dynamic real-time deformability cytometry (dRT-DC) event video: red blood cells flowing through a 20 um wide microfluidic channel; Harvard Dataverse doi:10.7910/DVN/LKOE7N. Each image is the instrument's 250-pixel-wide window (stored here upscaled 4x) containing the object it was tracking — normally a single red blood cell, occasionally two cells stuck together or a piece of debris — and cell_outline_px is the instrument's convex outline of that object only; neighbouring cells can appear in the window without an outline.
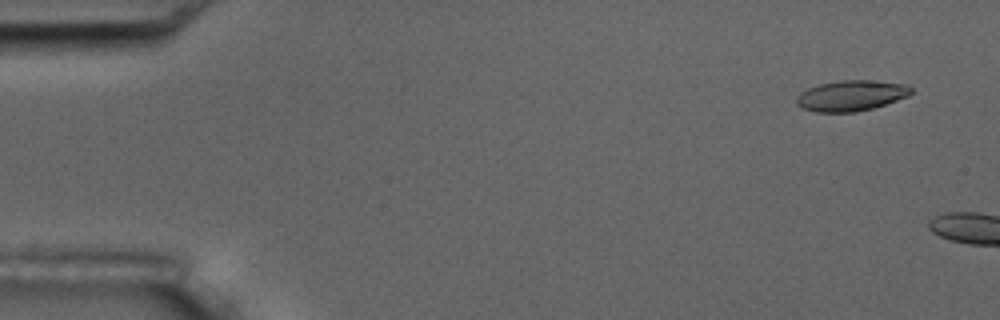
{"species": "common noctule bat (a hibernating species)", "species_latin": "Nyctalus noctula", "temperature_condition": "room temperature", "stored_images_in_passage": 2, "camera_frame_rate_fps": 3000, "um_per_image_px": 0.085, "animal": {"sex": "male", "body_mass_g": 17.5, "forearm_length_mm": 52.3}, "frame": {"image": 1, "passage_image": 1, "time_ms": 0.0, "image_size_px": [1000, 320], "cell_outline_px": [[912, 92], [908, 96], [872, 108], [856, 112], [816, 112], [800, 108], [796, 104], [796, 96], [800, 92], [808, 88], [820, 84], [840, 80], [868, 80], [908, 84], [912, 88]], "centroid_in_image_um": [72.31, 8.13], "position_along_channel_um": 12.7, "area_um2": 20.52}}